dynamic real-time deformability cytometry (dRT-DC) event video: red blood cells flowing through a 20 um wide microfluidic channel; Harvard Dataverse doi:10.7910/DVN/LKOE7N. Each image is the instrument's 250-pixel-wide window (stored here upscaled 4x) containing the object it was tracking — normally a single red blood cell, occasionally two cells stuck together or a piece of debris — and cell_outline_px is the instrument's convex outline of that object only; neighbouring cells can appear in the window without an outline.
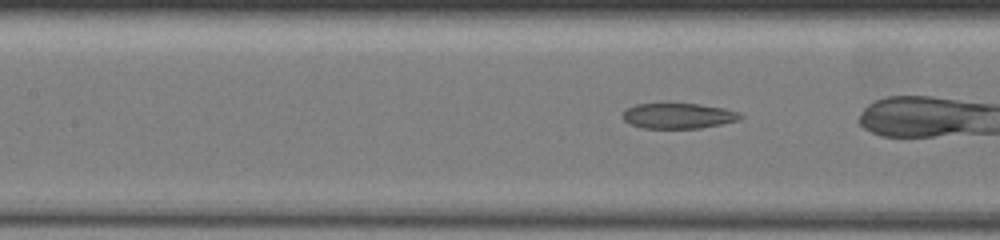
{"species": "common noctule bat (a hibernating species)", "species_latin": "Nyctalus noctula", "temperature_condition": "warm", "stored_images_in_passage": 10, "camera_frame_rate_fps": 3000, "um_per_image_px": 0.085, "animal": {"sex": "female", "body_mass_g": 19.5, "forearm_length_mm": 54.1}, "frame": {"image": 1, "passage_image": 7, "time_ms": 2.0, "image_size_px": [1000, 240], "cell_outline_px": [[744, 116], [740, 120], [700, 128], [640, 128], [628, 124], [620, 116], [624, 108], [636, 104], [668, 100], [700, 104], [724, 108], [740, 112]], "centroid_in_image_um": [57.57, 9.79], "position_along_channel_um": 149.8, "area_um2": 18.61}}